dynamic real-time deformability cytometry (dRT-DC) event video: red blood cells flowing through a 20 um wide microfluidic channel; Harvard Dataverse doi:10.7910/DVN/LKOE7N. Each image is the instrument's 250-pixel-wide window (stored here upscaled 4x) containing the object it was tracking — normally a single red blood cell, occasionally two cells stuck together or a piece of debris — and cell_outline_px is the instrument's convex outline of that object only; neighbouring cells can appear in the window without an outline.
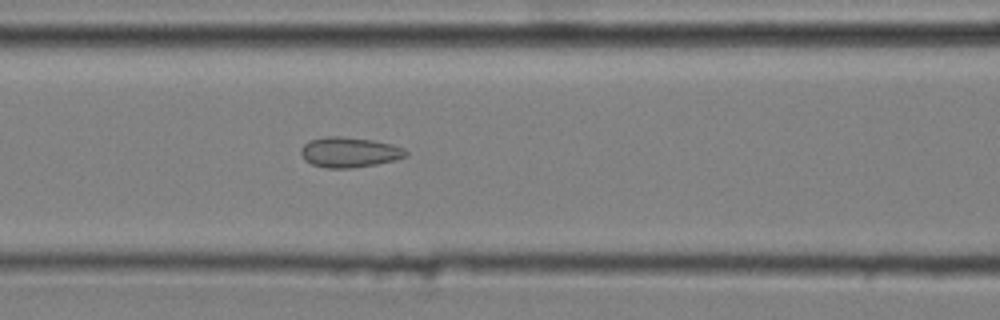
{"species": "common noctule bat (a hibernating species)", "species_latin": "Nyctalus noctula", "temperature_condition": "cold", "stored_images_in_passage": 51, "camera_frame_rate_fps": 3000, "um_per_image_px": 0.085, "animal": {"sex": "male", "body_mass_g": 20.4}, "frame": {"image": 1, "passage_image": 23, "time_ms": 7.333, "image_size_px": [1000, 320], "cell_outline_px": [[408, 156], [396, 160], [376, 164], [352, 168], [328, 168], [312, 164], [304, 160], [300, 152], [300, 148], [308, 140], [324, 136], [340, 136], [372, 140], [392, 144], [404, 148], [408, 152]], "centroid_in_image_um": [29.69, 12.93], "position_along_channel_um": 136.9, "area_um2": 18.67}}
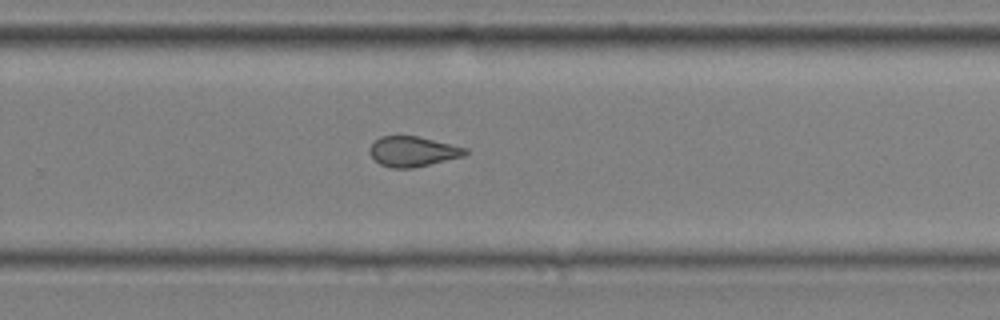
{"frame": {"image": 2, "passage_image": 36, "time_ms": 11.667, "image_size_px": [1000, 320], "cell_outline_px": [[468, 152], [464, 156], [412, 168], [392, 168], [380, 164], [368, 152], [368, 148], [380, 136], [420, 136], [468, 148]], "centroid_in_image_um": [35.1, 12.86], "position_along_channel_um": 294.7, "area_um2": 16.82}}
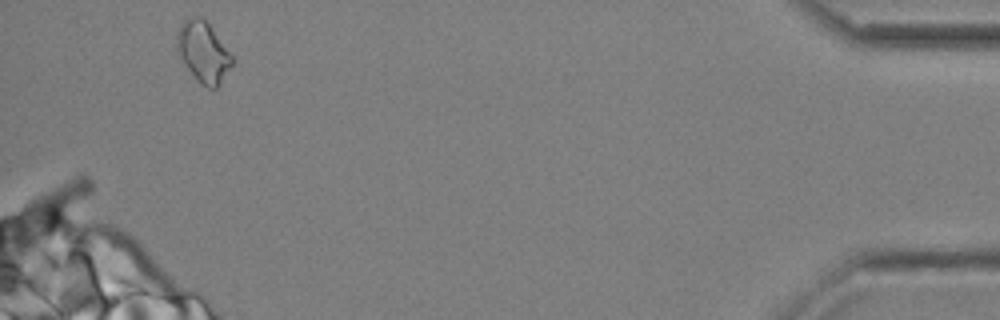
{"frame": {"image": 3, "passage_image": 51, "time_ms": 16.667, "image_size_px": [1000, 320], "cell_outline_px": [[232, 64], [220, 84], [216, 88], [208, 88], [200, 84], [176, 52], [176, 32], [180, 24], [184, 20], [192, 16], [200, 16], [208, 24], [232, 56]], "centroid_in_image_um": [17.23, 4.41], "position_along_channel_um": 418.0, "area_um2": 19.25}, "authors_computed_cell_mechanics": {"area_um2": 18.0914, "velocity_mm_per_s": 3.6531, "shape_relaxation_time_tau1_ms": null, "shape_relaxation_time_tau2_ms": 1.7934, "deformation_change_tau1": null, "deformation_change_tau2": 0.0832}}